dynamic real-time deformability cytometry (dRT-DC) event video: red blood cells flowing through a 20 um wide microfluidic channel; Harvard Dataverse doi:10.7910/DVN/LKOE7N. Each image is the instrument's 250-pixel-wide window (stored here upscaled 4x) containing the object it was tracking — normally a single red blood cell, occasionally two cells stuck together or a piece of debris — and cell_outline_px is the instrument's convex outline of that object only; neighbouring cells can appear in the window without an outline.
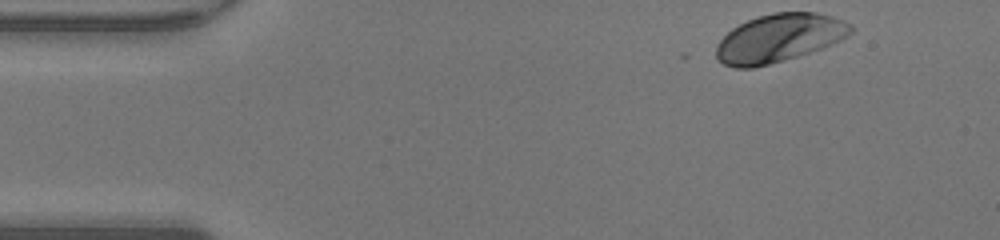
{"species": "human", "species_latin": "Homo sapiens", "temperature_condition": "warm", "stored_images_in_passage": 44, "camera_frame_rate_fps": 3000, "um_per_image_px": 0.085, "donor": {"sex": "male"}, "frame": {"image": 1, "passage_image": 1, "time_ms": 0.0, "image_size_px": [1000, 240], "cell_outline_px": [[856, 28], [848, 36], [832, 44], [784, 60], [752, 68], [736, 68], [724, 64], [716, 60], [716, 44], [732, 28], [748, 20], [772, 12], [816, 12], [832, 16], [844, 20], [852, 24]], "centroid_in_image_um": [66.24, 3.22], "position_along_channel_um": 18.8, "area_um2": 37.74}}
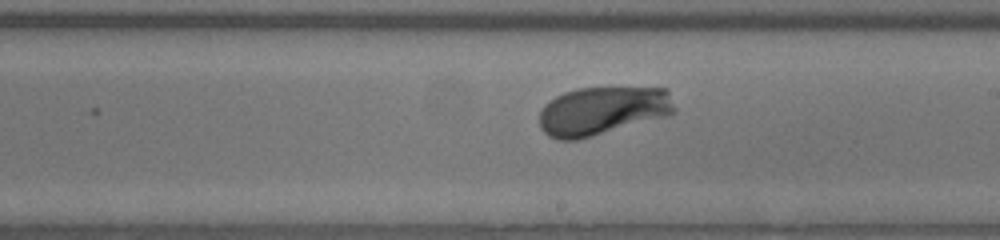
{"frame": {"image": 2, "passage_image": 23, "time_ms": 7.333, "image_size_px": [1000, 240], "cell_outline_px": [[676, 112], [668, 116], [592, 136], [576, 140], [556, 140], [548, 136], [540, 128], [540, 112], [544, 104], [548, 100], [564, 92], [576, 88], [668, 88], [676, 108]], "centroid_in_image_um": [51.21, 9.42], "position_along_channel_um": 237.8, "area_um2": 38.44}}
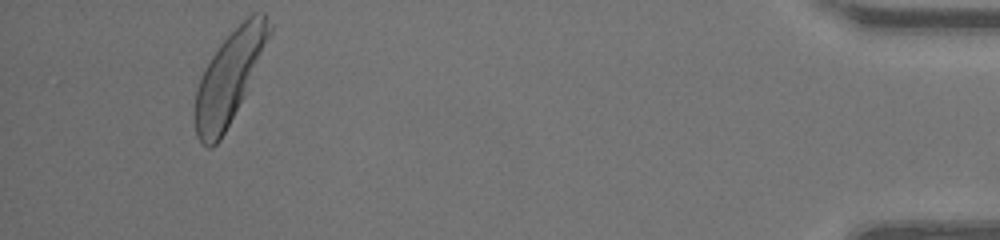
{"frame": {"image": 3, "passage_image": 41, "time_ms": 13.333, "image_size_px": [1000, 240], "cell_outline_px": [[272, 32], [244, 96], [220, 140], [212, 148], [208, 148], [200, 144], [196, 136], [192, 116], [192, 112], [196, 88], [204, 68], [220, 44], [252, 12], [264, 12], [272, 24]], "centroid_in_image_um": [19.44, 6.62], "position_along_channel_um": 415.8, "area_um2": 39.71}, "authors_computed_cell_mechanics": {"area_um2": 37.4544, "velocity_mm_per_s": 4.2478, "shape_relaxation_time_tau1_ms": 1.5343, "shape_relaxation_time_tau2_ms": null, "deformation_change_tau1": 0.1222, "deformation_change_tau2": null}}